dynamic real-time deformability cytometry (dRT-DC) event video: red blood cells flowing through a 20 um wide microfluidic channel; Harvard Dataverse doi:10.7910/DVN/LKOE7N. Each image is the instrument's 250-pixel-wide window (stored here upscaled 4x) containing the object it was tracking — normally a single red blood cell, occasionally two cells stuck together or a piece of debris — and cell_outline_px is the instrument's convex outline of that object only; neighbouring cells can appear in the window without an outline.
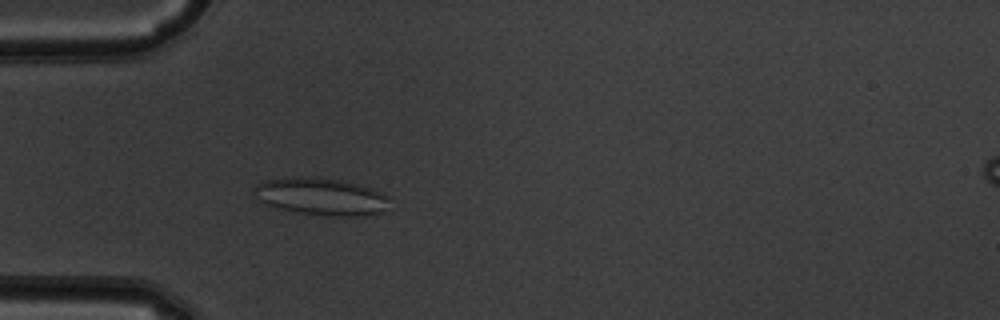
{"species": "common noctule bat (a hibernating species)", "species_latin": "Nyctalus noctula", "temperature_condition": "warm", "stored_images_in_passage": 52, "camera_frame_rate_fps": 3000, "um_per_image_px": 0.085, "animal": {"sex": "male", "body_mass_g": 19.5, "forearm_length_mm": 54.6}, "frame": {"image": 1, "passage_image": 16, "time_ms": 5.0, "image_size_px": [1000, 320], "cell_outline_px": [[384, 200], [376, 212], [348, 216], [340, 216], [300, 212], [268, 204], [264, 200], [260, 184], [268, 180], [332, 180], [352, 184], [376, 192], [384, 196]], "centroid_in_image_um": [27.32, 16.75], "position_along_channel_um": 57.7, "area_um2": 25.14}}
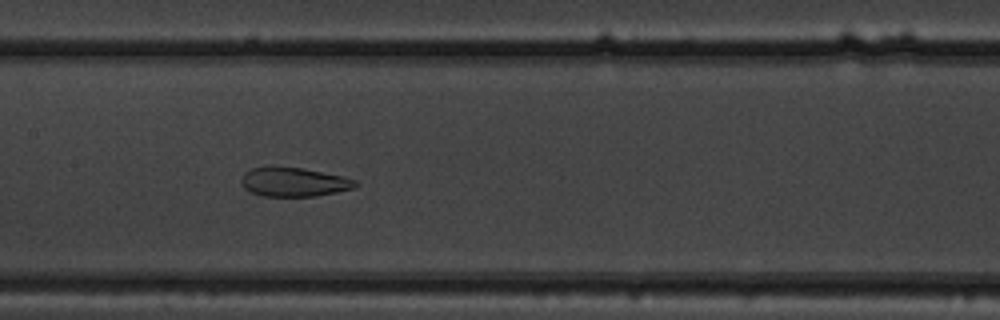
{"frame": {"image": 2, "passage_image": 26, "time_ms": 8.333, "image_size_px": [1000, 320], "cell_outline_px": [[360, 184], [352, 188], [336, 192], [316, 196], [264, 196], [252, 192], [244, 188], [240, 180], [244, 172], [252, 168], [300, 168], [344, 176], [356, 180]], "centroid_in_image_um": [25.0, 15.49], "position_along_channel_um": 182.4, "area_um2": 18.96}}
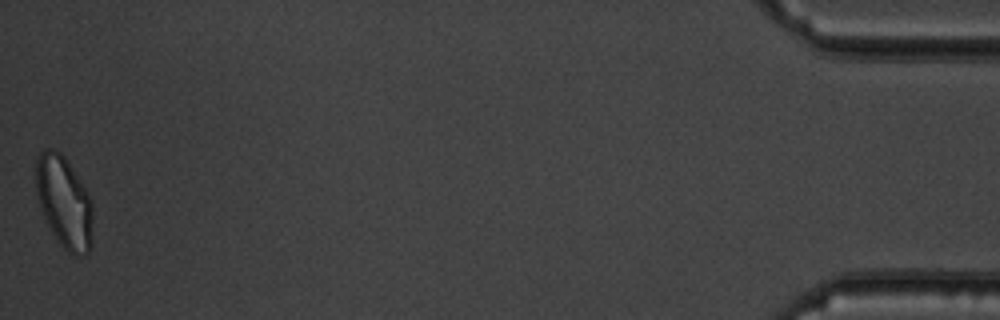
{"frame": {"image": 3, "passage_image": 52, "time_ms": 17.0, "image_size_px": [1000, 320], "cell_outline_px": [[92, 216], [88, 252], [80, 256], [76, 256], [68, 252], [60, 244], [48, 224], [44, 216], [36, 192], [36, 160], [40, 152], [44, 148], [52, 148], [60, 152], [64, 156], [92, 200]], "centroid_in_image_um": [5.43, 17.14], "position_along_channel_um": 429.8, "area_um2": 29.77}, "authors_computed_cell_mechanics": {"area_um2": 24.565, "velocity_mm_per_s": 3.9005, "shape_relaxation_time_tau1_ms": null, "shape_relaxation_time_tau2_ms": 1.7118, "deformation_change_tau1": null, "deformation_change_tau2": 0.0867}}